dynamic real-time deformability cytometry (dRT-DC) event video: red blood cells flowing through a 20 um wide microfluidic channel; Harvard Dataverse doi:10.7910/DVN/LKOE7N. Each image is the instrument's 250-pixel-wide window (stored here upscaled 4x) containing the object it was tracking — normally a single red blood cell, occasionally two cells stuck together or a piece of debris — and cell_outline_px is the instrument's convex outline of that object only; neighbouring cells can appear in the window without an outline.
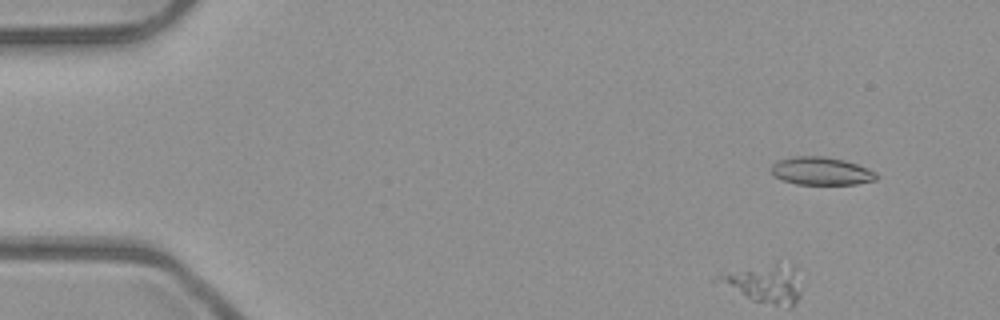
{"species": "common noctule bat (a hibernating species)", "species_latin": "Nyctalus noctula", "temperature_condition": "room temperature", "stored_images_in_passage": 4, "camera_frame_rate_fps": 3000, "um_per_image_px": 0.085, "animal": {"sex": "male", "body_mass_g": 23.1, "forearm_length_mm": 52.7}, "frame": {"image": 1, "passage_image": 1, "time_ms": 0.0, "image_size_px": [1000, 320], "cell_outline_px": [[880, 176], [876, 180], [856, 184], [796, 184], [784, 180], [776, 176], [772, 172], [772, 164], [776, 160], [792, 156], [824, 156], [844, 160], [868, 168], [876, 172]], "centroid_in_image_um": [69.83, 14.53], "position_along_channel_um": 15.2, "area_um2": 17.17}}
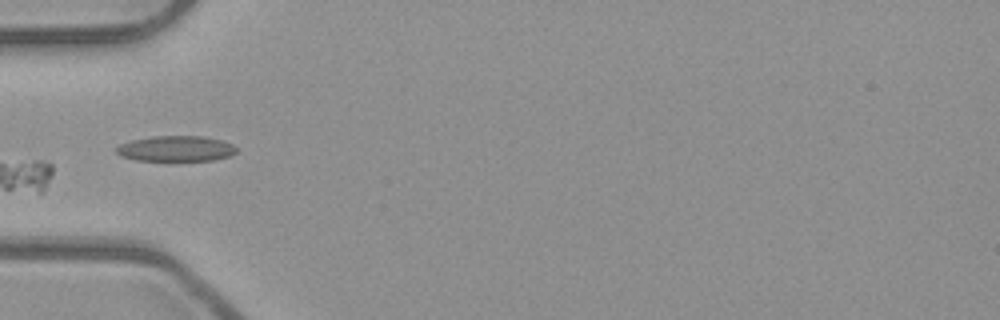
{"frame": {"image": 2, "passage_image": 4, "time_ms": 1.0, "image_size_px": [1000, 320], "cell_outline_px": [[236, 152], [228, 156], [212, 160], [136, 160], [120, 156], [116, 152], [116, 148], [120, 144], [132, 140], [156, 136], [204, 136], [220, 140], [232, 144], [236, 148]], "centroid_in_image_um": [14.94, 12.63], "position_along_channel_um": 70.1, "area_um2": 17.63}}